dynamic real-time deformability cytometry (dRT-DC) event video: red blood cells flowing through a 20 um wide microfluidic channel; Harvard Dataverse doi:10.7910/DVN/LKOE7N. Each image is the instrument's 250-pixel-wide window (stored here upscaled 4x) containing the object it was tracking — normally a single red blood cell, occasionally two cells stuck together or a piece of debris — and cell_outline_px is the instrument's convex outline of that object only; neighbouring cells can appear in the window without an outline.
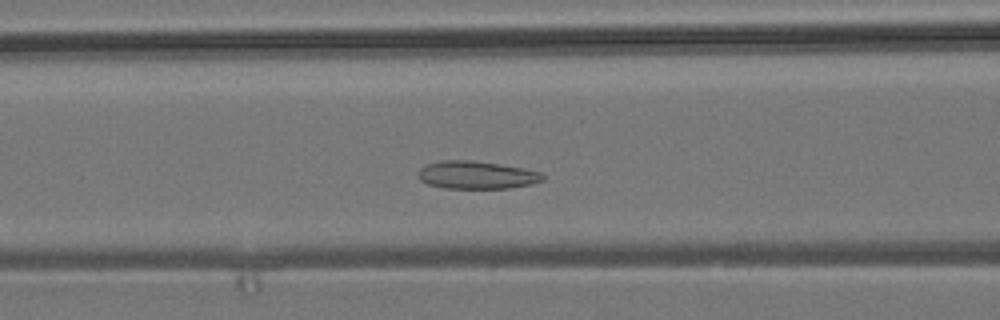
{"species": "common noctule bat (a hibernating species)", "species_latin": "Nyctalus noctula", "temperature_condition": "room temperature", "stored_images_in_passage": 40, "camera_frame_rate_fps": 3000, "um_per_image_px": 0.085, "animal": {"sex": "male", "body_mass_g": 19.2, "forearm_length_mm": 51.8}, "frame": {"image": 1, "passage_image": 15, "time_ms": 4.667, "image_size_px": [1000, 320], "cell_outline_px": [[544, 180], [532, 184], [508, 188], [444, 188], [428, 184], [420, 180], [420, 168], [428, 164], [440, 160], [468, 160], [500, 164], [524, 168], [540, 172], [544, 176]], "centroid_in_image_um": [40.54, 14.87], "position_along_channel_um": 126.1, "area_um2": 20.06}}
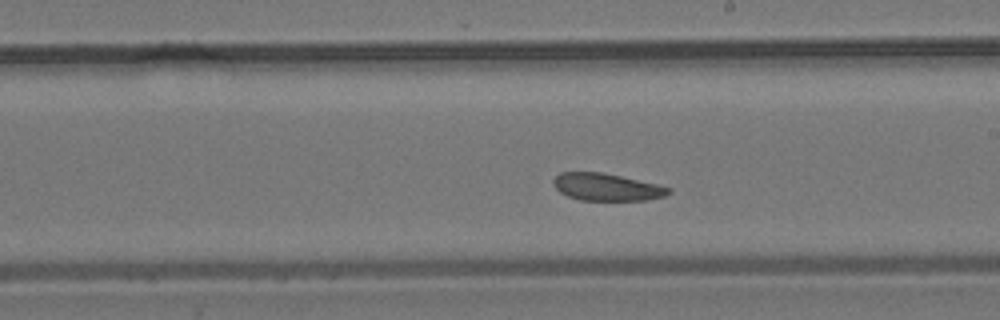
{"frame": {"image": 2, "passage_image": 24, "time_ms": 7.667, "image_size_px": [1000, 320], "cell_outline_px": [[672, 192], [664, 196], [648, 200], [580, 200], [568, 196], [560, 192], [552, 184], [552, 180], [560, 172], [600, 172], [660, 184], [672, 188]], "centroid_in_image_um": [51.59, 15.9], "position_along_channel_um": 237.4, "area_um2": 18.44}}
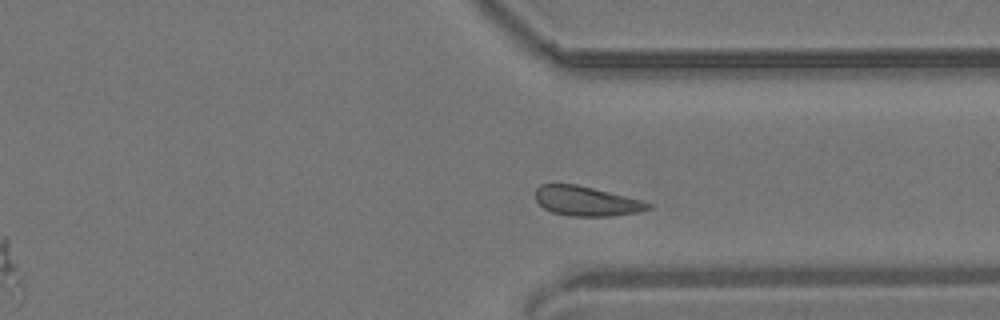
{"frame": {"image": 3, "passage_image": 34, "time_ms": 11.0, "image_size_px": [1000, 320], "cell_outline_px": [[652, 208], [640, 212], [608, 216], [568, 216], [552, 212], [544, 208], [536, 200], [536, 188], [540, 184], [576, 184], [640, 200], [652, 204]], "centroid_in_image_um": [49.82, 17.1], "position_along_channel_um": 361.6, "area_um2": 19.25}, "authors_computed_cell_mechanics": {"area_um2": 19.652, "velocity_mm_per_s": 3.7225, "shape_relaxation_time_tau1_ms": 4.2054, "shape_relaxation_time_tau2_ms": 2.9926, "deformation_change_tau1": 0.0504, "deformation_change_tau2": 0.0736}}